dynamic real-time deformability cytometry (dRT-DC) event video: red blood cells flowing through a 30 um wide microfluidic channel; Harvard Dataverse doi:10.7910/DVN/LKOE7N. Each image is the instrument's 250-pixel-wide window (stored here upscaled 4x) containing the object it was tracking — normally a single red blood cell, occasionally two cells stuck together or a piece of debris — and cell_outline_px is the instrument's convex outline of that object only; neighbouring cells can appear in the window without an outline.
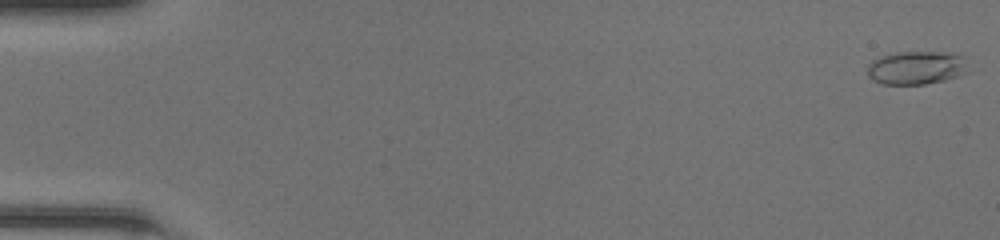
{"species": "common noctule bat (a hibernating species)", "species_latin": "Nyctalus noctula", "temperature_condition": "room temperature", "stored_images_in_passage": 49, "camera_frame_rate_fps": 3000, "um_per_image_px": 0.085, "animal": {"sex": "female", "body_mass_g": 20.0, "forearm_length_mm": 54.0}, "frame": {"image": 1, "passage_image": 1, "time_ms": 0.0, "image_size_px": [1000, 240], "cell_outline_px": [[972, 72], [944, 80], [924, 84], [880, 84], [872, 80], [868, 76], [868, 64], [872, 60], [880, 56], [896, 52], [956, 52], [964, 56]], "centroid_in_image_um": [77.96, 5.75], "position_along_channel_um": 7.0, "area_um2": 20.17}}
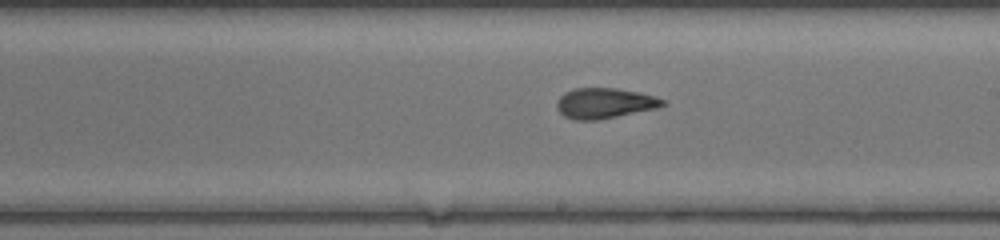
{"frame": {"image": 2, "passage_image": 29, "time_ms": 9.333, "image_size_px": [1000, 240], "cell_outline_px": [[668, 104], [656, 108], [596, 120], [576, 120], [564, 116], [556, 108], [556, 104], [560, 96], [564, 92], [572, 88], [616, 88], [640, 92], [656, 96], [668, 100]], "centroid_in_image_um": [51.41, 8.75], "position_along_channel_um": 237.6, "area_um2": 18.9}}
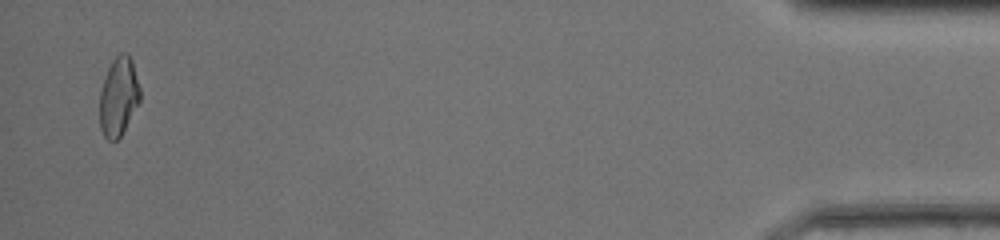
{"frame": {"image": 3, "passage_image": 48, "time_ms": 15.667, "image_size_px": [1000, 240], "cell_outline_px": [[140, 100], [120, 136], [116, 140], [108, 140], [104, 136], [100, 128], [100, 92], [108, 68], [112, 60], [120, 52], [128, 52], [132, 60], [140, 88]], "centroid_in_image_um": [10.08, 8.18], "position_along_channel_um": 425.1, "area_um2": 18.32}, "authors_computed_cell_mechanics": {"area_um2": 19.0162, "velocity_mm_per_s": 4.2937, "shape_relaxation_time_tau1_ms": 4.4836, "shape_relaxation_time_tau2_ms": 1.7593, "deformation_change_tau1": 0.199, "deformation_change_tau2": 0.1055}}